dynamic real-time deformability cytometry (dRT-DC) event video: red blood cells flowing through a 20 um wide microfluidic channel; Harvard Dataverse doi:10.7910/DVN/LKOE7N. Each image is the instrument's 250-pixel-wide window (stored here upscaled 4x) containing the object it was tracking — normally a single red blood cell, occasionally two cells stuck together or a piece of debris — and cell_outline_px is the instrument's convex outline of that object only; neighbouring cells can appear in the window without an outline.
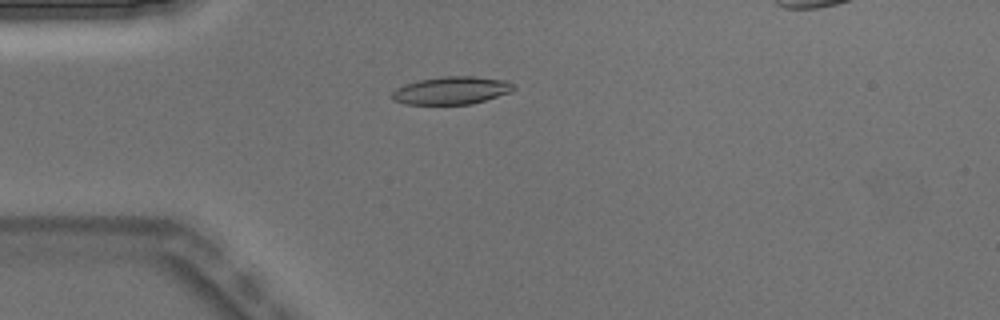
{"species": "Egyptian fruit bat (a non-hibernating species)", "species_latin": "Rousettus aegyptiacus", "temperature_condition": "warm", "stored_images_in_passage": 4, "camera_frame_rate_fps": 3000, "um_per_image_px": 0.085, "animal": {"sex": "male"}, "frame": {"image": 1, "passage_image": 4, "time_ms": 1.0, "image_size_px": [1000, 320], "cell_outline_px": [[516, 88], [512, 92], [472, 104], [404, 104], [392, 100], [392, 92], [396, 88], [404, 84], [420, 80], [444, 76], [472, 76], [504, 80], [516, 84]], "centroid_in_image_um": [38.4, 7.69], "position_along_channel_um": 46.6, "area_um2": 19.77}}